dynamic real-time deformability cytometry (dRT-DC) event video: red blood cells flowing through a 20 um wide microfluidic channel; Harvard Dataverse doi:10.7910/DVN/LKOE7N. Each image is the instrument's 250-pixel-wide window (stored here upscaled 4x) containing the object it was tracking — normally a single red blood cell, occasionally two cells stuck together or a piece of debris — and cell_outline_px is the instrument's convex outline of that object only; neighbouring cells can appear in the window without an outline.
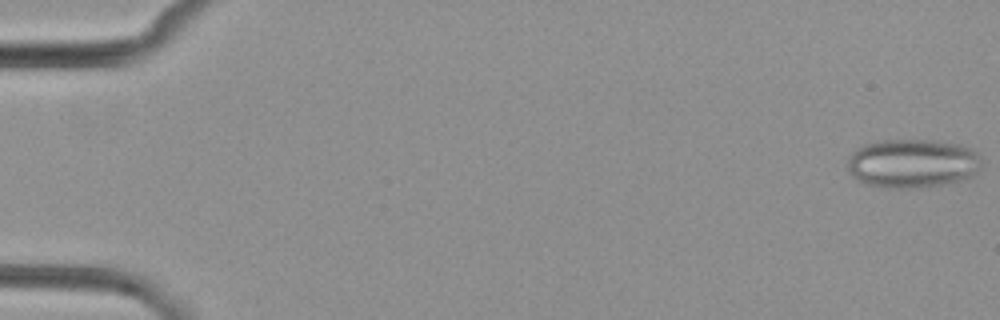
{"species": "common noctule bat (a hibernating species)", "species_latin": "Nyctalus noctula", "temperature_condition": "cold", "stored_images_in_passage": 8, "camera_frame_rate_fps": 3000, "um_per_image_px": 0.085, "animal": {"sex": "female", "body_mass_g": 29.2, "forearm_length_mm": 56.3}, "frame": {"image": 1, "passage_image": 1, "time_ms": 0.0, "image_size_px": [1000, 320], "cell_outline_px": [[980, 168], [976, 172], [960, 180], [940, 184], [904, 188], [892, 188], [868, 184], [852, 176], [848, 172], [848, 160], [852, 152], [856, 148], [864, 144], [884, 140], [932, 140], [956, 144], [968, 148], [976, 152], [980, 160]], "centroid_in_image_um": [77.51, 13.87], "position_along_channel_um": 7.5, "area_um2": 37.51}}
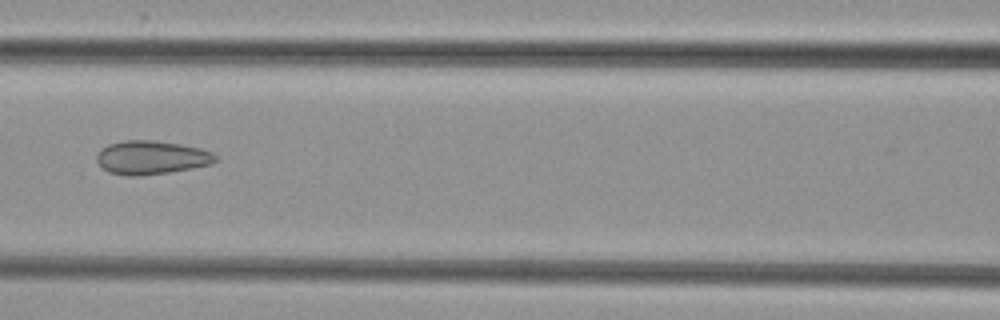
{"frame": {"image": 2, "passage_image": 8, "time_ms": 8.0, "image_size_px": [1000, 320], "cell_outline_px": [[216, 160], [212, 164], [192, 168], [168, 172], [136, 176], [128, 176], [108, 172], [96, 160], [96, 156], [108, 144], [124, 140], [152, 140], [180, 144], [200, 148], [212, 152], [216, 156]], "centroid_in_image_um": [12.88, 13.39], "position_along_channel_um": 153.7, "area_um2": 23.06}}